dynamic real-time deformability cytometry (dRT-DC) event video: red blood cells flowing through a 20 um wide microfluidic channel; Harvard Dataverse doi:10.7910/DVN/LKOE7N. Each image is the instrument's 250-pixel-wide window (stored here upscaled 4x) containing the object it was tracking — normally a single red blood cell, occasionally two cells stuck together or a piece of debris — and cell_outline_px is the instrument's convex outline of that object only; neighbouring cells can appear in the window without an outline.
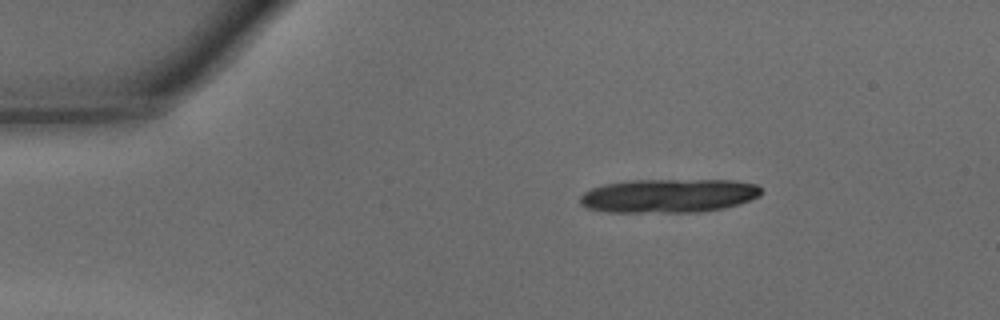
{"species": "common noctule bat (a hibernating species)", "species_latin": "Nyctalus noctula", "temperature_condition": "warm", "stored_images_in_passage": 10, "camera_frame_rate_fps": 3000, "um_per_image_px": 0.085, "animal": {"sex": "male", "body_mass_g": 15.6}, "frame": {"image": 1, "passage_image": 1, "time_ms": 0.0, "image_size_px": [1000, 320], "cell_outline_px": [[760, 196], [724, 208], [700, 212], [608, 212], [588, 208], [580, 204], [580, 196], [584, 192], [592, 188], [604, 184], [628, 180], [736, 180], [756, 184], [760, 188]], "centroid_in_image_um": [56.81, 16.63], "position_along_channel_um": 28.2, "area_um2": 35.72}}